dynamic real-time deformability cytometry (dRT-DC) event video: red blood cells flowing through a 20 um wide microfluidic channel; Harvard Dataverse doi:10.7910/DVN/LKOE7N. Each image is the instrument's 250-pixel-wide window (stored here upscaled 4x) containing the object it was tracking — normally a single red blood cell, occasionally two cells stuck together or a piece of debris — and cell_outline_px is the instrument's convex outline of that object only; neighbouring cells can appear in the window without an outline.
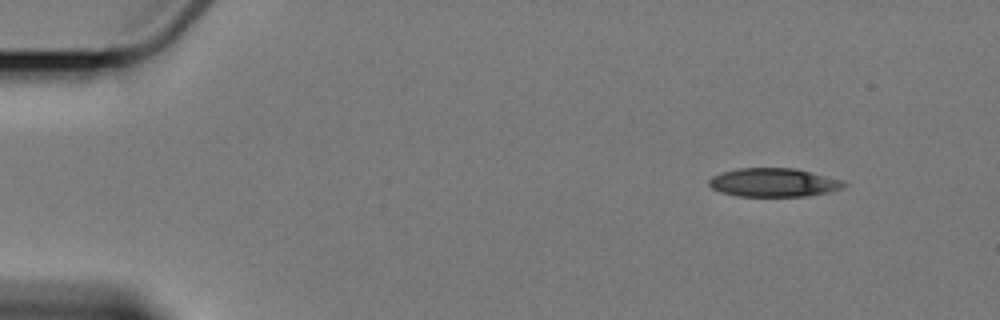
{"species": "Egyptian fruit bat (a non-hibernating species)", "species_latin": "Rousettus aegyptiacus", "temperature_condition": "cold", "stored_images_in_passage": 4, "camera_frame_rate_fps": 3000, "um_per_image_px": 0.085, "animal": {"sex": "female"}, "frame": {"image": 1, "passage_image": 1, "time_ms": 0.0, "image_size_px": [1000, 320], "cell_outline_px": [[848, 184], [844, 188], [832, 192], [808, 196], [736, 196], [720, 192], [712, 188], [708, 184], [708, 180], [712, 176], [736, 168], [796, 168], [844, 180]], "centroid_in_image_um": [65.81, 15.52], "position_along_channel_um": 19.2, "area_um2": 22.83}}
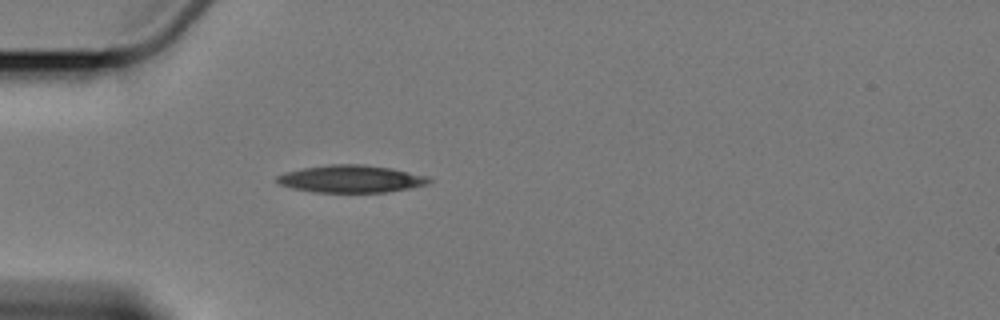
{"frame": {"image": 2, "passage_image": 4, "time_ms": 3.667, "image_size_px": [1000, 320], "cell_outline_px": [[432, 180], [424, 184], [408, 188], [384, 192], [312, 192], [292, 188], [280, 184], [276, 180], [276, 176], [284, 172], [304, 168], [328, 164], [364, 164], [392, 168], [428, 176]], "centroid_in_image_um": [29.8, 15.19], "position_along_channel_um": 55.2, "area_um2": 24.16}}